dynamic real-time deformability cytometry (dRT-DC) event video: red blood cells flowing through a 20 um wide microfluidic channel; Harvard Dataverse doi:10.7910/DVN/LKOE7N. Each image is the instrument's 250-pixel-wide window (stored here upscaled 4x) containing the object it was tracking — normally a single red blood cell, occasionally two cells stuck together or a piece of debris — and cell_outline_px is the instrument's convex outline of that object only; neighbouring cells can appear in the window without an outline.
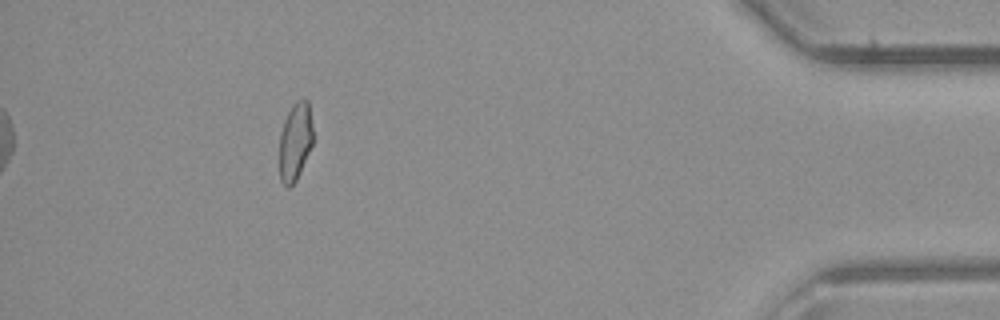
{"species": "common noctule bat (a hibernating species)", "species_latin": "Nyctalus noctula", "temperature_condition": "room temperature", "stored_images_in_passage": 31, "camera_frame_rate_fps": 3000, "um_per_image_px": 0.085, "animal": {"sex": "male", "body_mass_g": 23.1, "forearm_length_mm": 52.7}, "frame": {"image": 1, "passage_image": 31, "time_ms": 10.0, "image_size_px": [1000, 320], "cell_outline_px": [[312, 144], [300, 172], [296, 180], [288, 188], [280, 180], [280, 132], [284, 120], [292, 104], [296, 100], [304, 96], [308, 100], [312, 128]], "centroid_in_image_um": [25.09, 11.98], "position_along_channel_um": 410.1, "area_um2": 15.2}}